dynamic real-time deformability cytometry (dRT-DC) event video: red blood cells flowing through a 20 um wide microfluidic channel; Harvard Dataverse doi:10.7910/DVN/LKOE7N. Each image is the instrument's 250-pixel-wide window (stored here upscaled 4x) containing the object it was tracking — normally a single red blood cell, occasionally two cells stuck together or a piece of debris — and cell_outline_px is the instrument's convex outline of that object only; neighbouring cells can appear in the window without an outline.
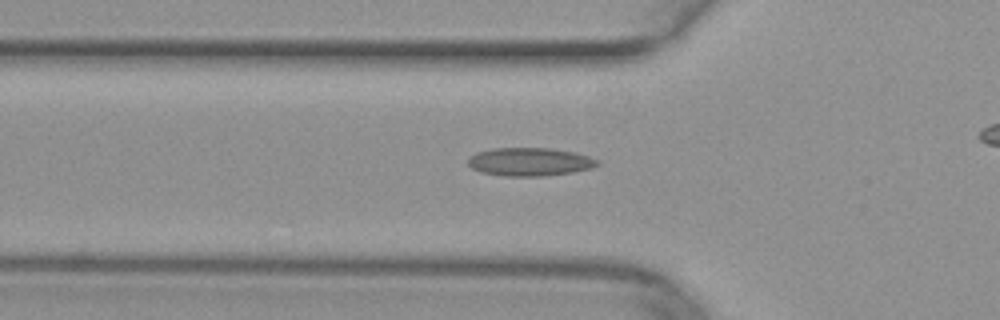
{"species": "common noctule bat (a hibernating species)", "species_latin": "Nyctalus noctula", "temperature_condition": "warm", "stored_images_in_passage": 36, "camera_frame_rate_fps": 3000, "um_per_image_px": 0.085, "animal": {"sex": "female", "body_mass_g": 29.2, "forearm_length_mm": 56.3}, "frame": {"image": 1, "passage_image": 10, "time_ms": 3.0, "image_size_px": [1000, 320], "cell_outline_px": [[600, 164], [592, 168], [572, 172], [544, 176], [504, 176], [480, 172], [472, 168], [468, 164], [468, 156], [476, 152], [492, 148], [548, 148], [572, 152], [588, 156], [600, 160]], "centroid_in_image_um": [45.0, 13.75], "position_along_channel_um": 80.8, "area_um2": 21.39}}
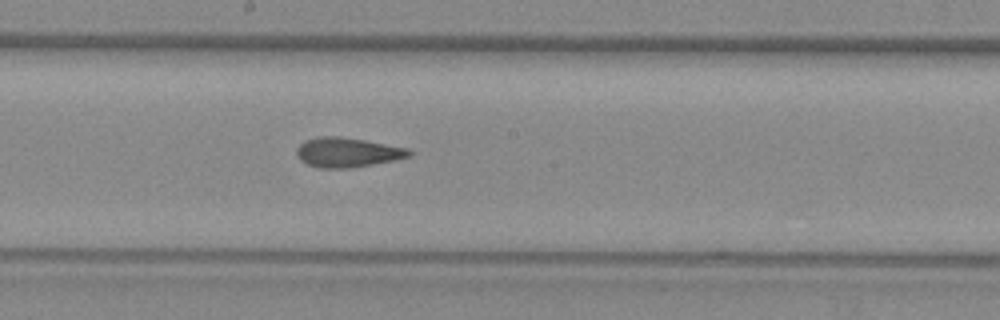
{"frame": {"image": 2, "passage_image": 20, "time_ms": 6.333, "image_size_px": [1000, 320], "cell_outline_px": [[412, 156], [372, 164], [348, 168], [320, 168], [308, 164], [300, 160], [296, 156], [296, 148], [304, 140], [316, 136], [340, 136], [364, 140], [408, 148], [412, 152]], "centroid_in_image_um": [29.48, 12.94], "position_along_channel_um": 218.7, "area_um2": 19.42}}
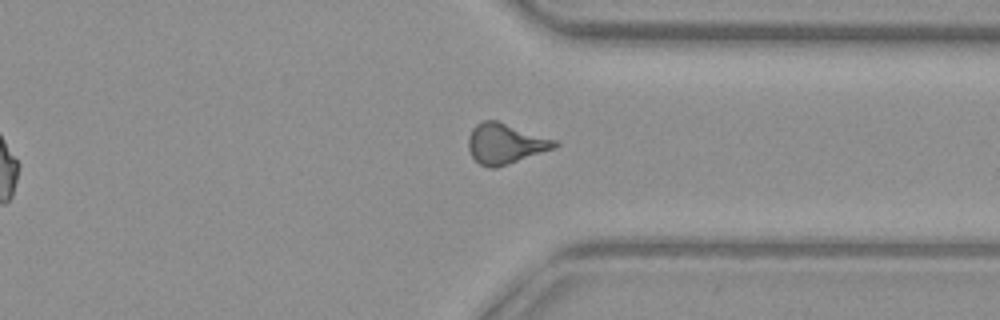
{"frame": {"image": 3, "passage_image": 31, "time_ms": 10.0, "image_size_px": [1000, 320], "cell_outline_px": [[560, 144], [556, 148], [496, 168], [488, 168], [480, 164], [472, 156], [468, 148], [468, 136], [472, 128], [476, 124], [484, 120], [496, 120], [556, 140]], "centroid_in_image_um": [42.94, 12.21], "position_along_channel_um": 368.5, "area_um2": 20.29}}